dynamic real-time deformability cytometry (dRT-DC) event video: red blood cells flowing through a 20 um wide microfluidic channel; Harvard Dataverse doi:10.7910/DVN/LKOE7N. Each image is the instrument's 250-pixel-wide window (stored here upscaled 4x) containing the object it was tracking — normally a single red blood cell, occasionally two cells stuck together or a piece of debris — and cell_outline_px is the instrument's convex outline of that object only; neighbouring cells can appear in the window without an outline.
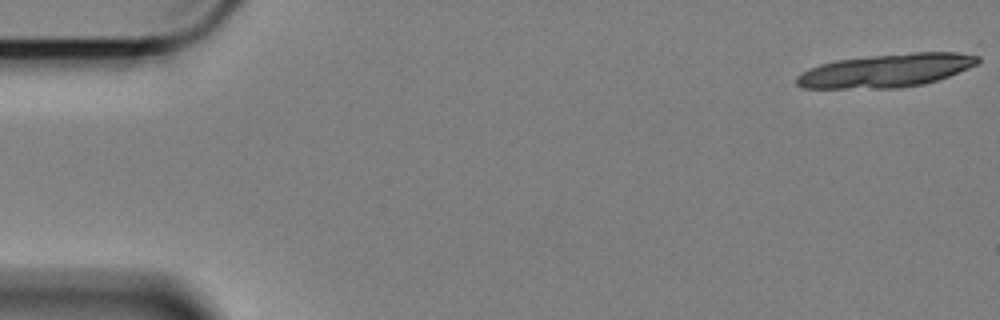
{"species": "Egyptian fruit bat (a non-hibernating species)", "species_latin": "Rousettus aegyptiacus", "temperature_condition": "cold", "stored_images_in_passage": 22, "segment_of_instrument_passage": [1, 2], "camera_frame_rate_fps": 3000, "um_per_image_px": 0.085, "animal": {"sex": "female"}, "frame": {"image": 1, "passage_image": 1, "time_ms": 0.0, "image_size_px": [1000, 320], "cell_outline_px": [[980, 60], [976, 64], [968, 68], [948, 76], [924, 84], [900, 88], [804, 88], [796, 84], [796, 76], [820, 64], [836, 60], [872, 56], [912, 52], [956, 52], [980, 56]], "centroid_in_image_um": [75.35, 6.0], "position_along_channel_um": 9.7, "area_um2": 34.91}}